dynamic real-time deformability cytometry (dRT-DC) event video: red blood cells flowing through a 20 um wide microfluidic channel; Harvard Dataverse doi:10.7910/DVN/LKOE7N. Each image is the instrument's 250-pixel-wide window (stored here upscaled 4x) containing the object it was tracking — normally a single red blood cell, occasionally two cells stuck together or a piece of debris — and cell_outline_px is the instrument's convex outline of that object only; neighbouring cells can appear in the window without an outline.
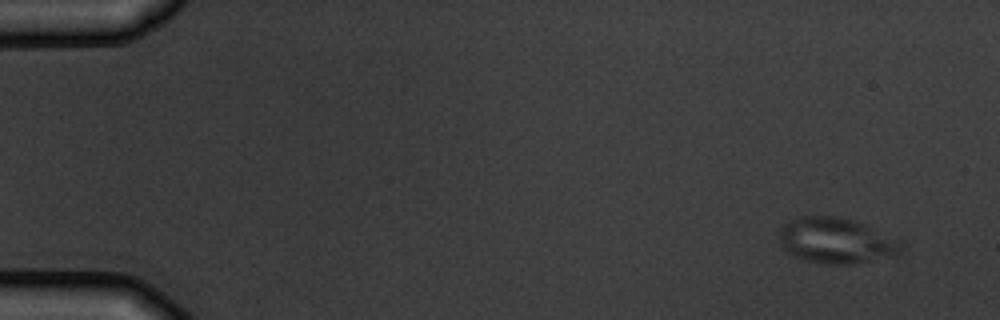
{"species": "common noctule bat (a hibernating species)", "species_latin": "Nyctalus noctula", "temperature_condition": "warm", "stored_images_in_passage": 6, "camera_frame_rate_fps": 3000, "um_per_image_px": 0.085, "animal": {"sex": "male", "body_mass_g": 19.5, "forearm_length_mm": 54.6}, "frame": {"image": 1, "passage_image": 1, "time_ms": 0.0, "image_size_px": [1000, 320], "cell_outline_px": [[908, 240], [900, 256], [856, 264], [824, 264], [808, 260], [796, 256], [788, 252], [784, 248], [780, 240], [780, 228], [784, 224], [800, 216], [836, 216], [852, 220], [864, 224]], "centroid_in_image_um": [71.26, 20.47], "position_along_channel_um": 13.7, "area_um2": 33.29}}